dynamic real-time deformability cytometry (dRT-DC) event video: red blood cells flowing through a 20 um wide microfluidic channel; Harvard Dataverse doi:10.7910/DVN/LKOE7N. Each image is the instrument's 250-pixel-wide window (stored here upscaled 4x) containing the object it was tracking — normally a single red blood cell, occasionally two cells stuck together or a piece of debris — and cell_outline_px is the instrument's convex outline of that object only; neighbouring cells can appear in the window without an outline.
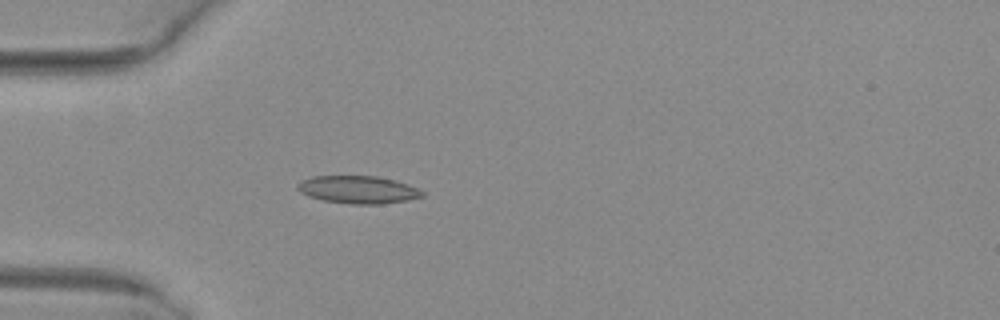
{"species": "common noctule bat (a hibernating species)", "species_latin": "Nyctalus noctula", "temperature_condition": "warm", "stored_images_in_passage": 4, "camera_frame_rate_fps": 3000, "um_per_image_px": 0.085, "animal": {"sex": "female", "body_mass_g": 29.2, "forearm_length_mm": 56.3}, "frame": {"image": 1, "passage_image": 4, "time_ms": 1.0, "image_size_px": [1000, 320], "cell_outline_px": [[424, 196], [408, 200], [384, 204], [348, 204], [324, 200], [308, 196], [300, 192], [296, 188], [296, 184], [300, 180], [312, 176], [376, 176], [396, 180], [408, 184], [424, 192]], "centroid_in_image_um": [30.42, 16.12], "position_along_channel_um": 54.6, "area_um2": 20.29}}